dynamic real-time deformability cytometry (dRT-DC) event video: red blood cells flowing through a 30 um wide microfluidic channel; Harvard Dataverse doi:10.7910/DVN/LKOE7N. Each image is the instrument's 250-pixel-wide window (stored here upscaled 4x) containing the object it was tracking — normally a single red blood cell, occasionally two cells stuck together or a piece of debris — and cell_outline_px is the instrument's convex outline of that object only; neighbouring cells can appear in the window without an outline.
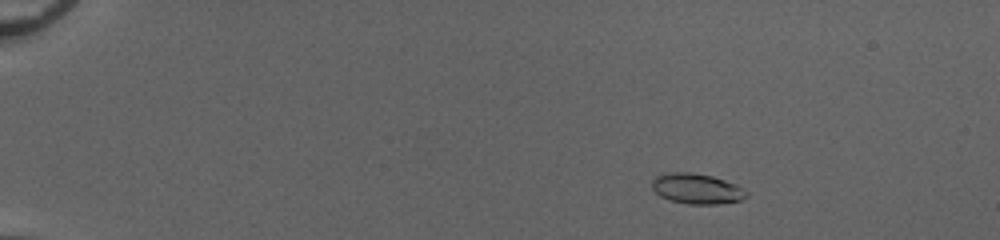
{"species": "common noctule bat (a hibernating species)", "species_latin": "Nyctalus noctula", "temperature_condition": "cold", "stored_images_in_passage": 52, "camera_frame_rate_fps": 3000, "um_per_image_px": 0.085, "animal": {"sex": "female", "body_mass_g": 20.0, "forearm_length_mm": 54.0}, "frame": {"image": 1, "passage_image": 8, "time_ms": 2.333, "image_size_px": [1000, 240], "cell_outline_px": [[748, 196], [740, 200], [716, 204], [688, 204], [668, 200], [660, 196], [652, 188], [652, 180], [656, 176], [668, 172], [688, 172], [712, 176], [736, 184], [748, 192]], "centroid_in_image_um": [59.21, 16.04], "position_along_channel_um": 25.8, "area_um2": 16.7}}
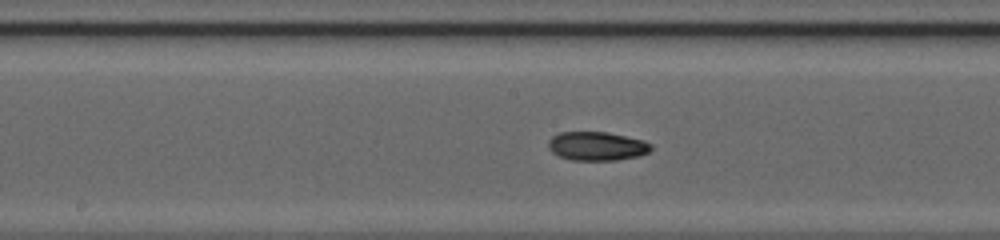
{"frame": {"image": 2, "passage_image": 29, "time_ms": 9.333, "image_size_px": [1000, 240], "cell_outline_px": [[652, 148], [648, 152], [640, 156], [616, 160], [572, 160], [560, 156], [552, 152], [548, 148], [548, 140], [552, 136], [560, 132], [608, 132], [644, 140], [652, 144]], "centroid_in_image_um": [50.74, 12.41], "position_along_channel_um": 197.5, "area_um2": 17.34}}
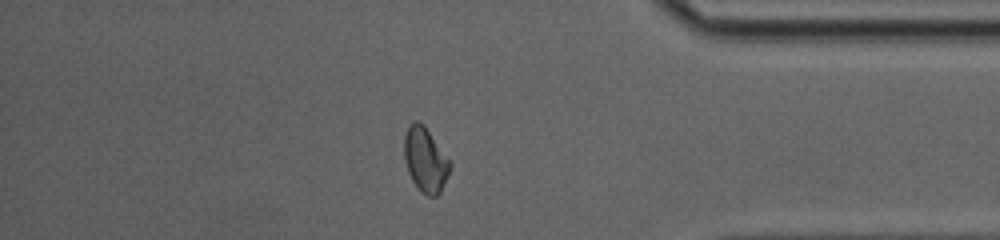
{"frame": {"image": 3, "passage_image": 45, "time_ms": 14.667, "image_size_px": [1000, 240], "cell_outline_px": [[452, 164], [440, 192], [436, 196], [428, 196], [420, 192], [412, 180], [408, 172], [404, 160], [404, 136], [408, 124], [412, 120], [416, 120], [424, 124]], "centroid_in_image_um": [36.12, 13.55], "position_along_channel_um": 399.1, "area_um2": 17.28}, "authors_computed_cell_mechanics": {"area_um2": 16.8198, "velocity_mm_per_s": 4.1189, "shape_relaxation_time_tau1_ms": 3.4967, "shape_relaxation_time_tau2_ms": 3.7096, "deformation_change_tau1": 0.1349, "deformation_change_tau2": 0.086}}